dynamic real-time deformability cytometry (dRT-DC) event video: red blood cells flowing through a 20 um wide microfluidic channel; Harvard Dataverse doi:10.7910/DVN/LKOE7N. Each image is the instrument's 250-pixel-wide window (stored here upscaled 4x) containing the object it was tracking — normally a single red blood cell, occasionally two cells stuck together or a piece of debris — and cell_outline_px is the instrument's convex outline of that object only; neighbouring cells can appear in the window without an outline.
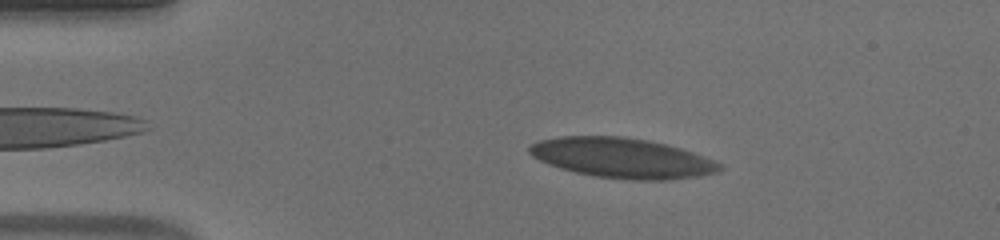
{"species": "human", "species_latin": "Homo sapiens", "temperature_condition": "warm", "stored_images_in_passage": 51, "camera_frame_rate_fps": 3000, "um_per_image_px": 0.085, "donor": {"sex": "male"}, "frame": {"image": 1, "passage_image": 8, "time_ms": 2.333, "image_size_px": [1000, 240], "cell_outline_px": [[724, 168], [720, 172], [700, 176], [668, 180], [632, 180], [596, 176], [576, 172], [560, 168], [548, 164], [532, 156], [528, 152], [528, 148], [532, 144], [540, 140], [560, 136], [624, 136], [648, 140], [680, 148], [692, 152], [724, 164]], "centroid_in_image_um": [52.92, 13.43], "position_along_channel_um": 32.1, "area_um2": 44.45}}
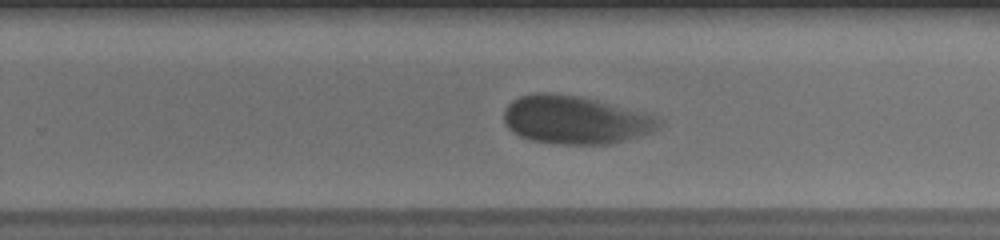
{"frame": {"image": 2, "passage_image": 32, "time_ms": 10.333, "image_size_px": [1000, 240], "cell_outline_px": [[664, 124], [652, 132], [624, 140], [608, 144], [556, 144], [532, 140], [520, 136], [512, 132], [504, 124], [504, 108], [512, 100], [520, 96], [536, 92], [552, 92], [580, 96], [660, 116]], "centroid_in_image_um": [48.9, 10.18], "position_along_channel_um": 280.9, "area_um2": 43.93}}
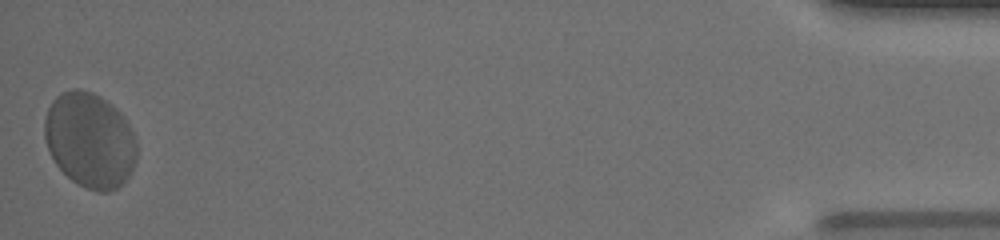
{"frame": {"image": 3, "passage_image": 51, "time_ms": 16.667, "image_size_px": [1000, 240], "cell_outline_px": [[136, 160], [132, 172], [116, 188], [108, 192], [100, 192], [84, 188], [76, 184], [56, 164], [48, 148], [44, 136], [44, 120], [48, 108], [52, 100], [56, 96], [72, 88], [80, 88], [92, 92], [100, 96], [112, 104], [124, 116], [136, 140]], "centroid_in_image_um": [7.63, 11.9], "position_along_channel_um": 427.6, "area_um2": 51.27}, "authors_computed_cell_mechanics": {"area_um2": 44.4482, "velocity_mm_per_s": 3.7679, "shape_relaxation_time_tau1_ms": 3.8513, "shape_relaxation_time_tau2_ms": null, "deformation_change_tau1": 0.1525, "deformation_change_tau2": null}}